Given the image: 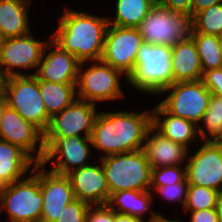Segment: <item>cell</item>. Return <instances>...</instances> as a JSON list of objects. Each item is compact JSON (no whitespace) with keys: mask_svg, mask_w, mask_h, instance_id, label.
<instances>
[{"mask_svg":"<svg viewBox=\"0 0 222 222\" xmlns=\"http://www.w3.org/2000/svg\"><path fill=\"white\" fill-rule=\"evenodd\" d=\"M210 96L211 92L198 80L175 82L165 88L156 99L165 97L160 101L158 98L157 102L168 113L198 125L208 107Z\"/></svg>","mask_w":222,"mask_h":222,"instance_id":"cell-8","label":"cell"},{"mask_svg":"<svg viewBox=\"0 0 222 222\" xmlns=\"http://www.w3.org/2000/svg\"><path fill=\"white\" fill-rule=\"evenodd\" d=\"M187 216L189 213V222H220L215 208L202 209L198 211H183ZM188 222V221H187Z\"/></svg>","mask_w":222,"mask_h":222,"instance_id":"cell-37","label":"cell"},{"mask_svg":"<svg viewBox=\"0 0 222 222\" xmlns=\"http://www.w3.org/2000/svg\"><path fill=\"white\" fill-rule=\"evenodd\" d=\"M185 167L189 185L222 190V145L200 141L188 151Z\"/></svg>","mask_w":222,"mask_h":222,"instance_id":"cell-12","label":"cell"},{"mask_svg":"<svg viewBox=\"0 0 222 222\" xmlns=\"http://www.w3.org/2000/svg\"><path fill=\"white\" fill-rule=\"evenodd\" d=\"M154 202V197L150 190H124L111 194L107 204L116 213L130 215L146 221L154 220L159 215H164L152 208ZM148 214L149 218H147Z\"/></svg>","mask_w":222,"mask_h":222,"instance_id":"cell-22","label":"cell"},{"mask_svg":"<svg viewBox=\"0 0 222 222\" xmlns=\"http://www.w3.org/2000/svg\"><path fill=\"white\" fill-rule=\"evenodd\" d=\"M0 217H2L1 215H0ZM1 219V218H0ZM0 222H14V221H12L10 218H6L5 220H3L2 221V219L0 220Z\"/></svg>","mask_w":222,"mask_h":222,"instance_id":"cell-47","label":"cell"},{"mask_svg":"<svg viewBox=\"0 0 222 222\" xmlns=\"http://www.w3.org/2000/svg\"><path fill=\"white\" fill-rule=\"evenodd\" d=\"M99 160L110 195L124 190H150L151 167L142 149L107 155Z\"/></svg>","mask_w":222,"mask_h":222,"instance_id":"cell-5","label":"cell"},{"mask_svg":"<svg viewBox=\"0 0 222 222\" xmlns=\"http://www.w3.org/2000/svg\"><path fill=\"white\" fill-rule=\"evenodd\" d=\"M120 81L126 84L128 77L101 60L81 62L76 82L77 99L96 105L101 103L99 106L106 102L119 103L127 93Z\"/></svg>","mask_w":222,"mask_h":222,"instance_id":"cell-4","label":"cell"},{"mask_svg":"<svg viewBox=\"0 0 222 222\" xmlns=\"http://www.w3.org/2000/svg\"><path fill=\"white\" fill-rule=\"evenodd\" d=\"M86 222H114V210L108 205H90Z\"/></svg>","mask_w":222,"mask_h":222,"instance_id":"cell-35","label":"cell"},{"mask_svg":"<svg viewBox=\"0 0 222 222\" xmlns=\"http://www.w3.org/2000/svg\"><path fill=\"white\" fill-rule=\"evenodd\" d=\"M99 111L93 126L91 141L98 159L111 154L138 151L143 148L146 133L152 126L151 107L140 110Z\"/></svg>","mask_w":222,"mask_h":222,"instance_id":"cell-1","label":"cell"},{"mask_svg":"<svg viewBox=\"0 0 222 222\" xmlns=\"http://www.w3.org/2000/svg\"><path fill=\"white\" fill-rule=\"evenodd\" d=\"M113 4L115 5H113L112 15L107 16L108 24L123 28H137L157 2L156 0H115ZM114 11L115 14H113Z\"/></svg>","mask_w":222,"mask_h":222,"instance_id":"cell-25","label":"cell"},{"mask_svg":"<svg viewBox=\"0 0 222 222\" xmlns=\"http://www.w3.org/2000/svg\"><path fill=\"white\" fill-rule=\"evenodd\" d=\"M173 83L198 81L202 77V66L194 40L189 36L171 47Z\"/></svg>","mask_w":222,"mask_h":222,"instance_id":"cell-23","label":"cell"},{"mask_svg":"<svg viewBox=\"0 0 222 222\" xmlns=\"http://www.w3.org/2000/svg\"><path fill=\"white\" fill-rule=\"evenodd\" d=\"M42 206L40 180L32 171L23 179L0 187V215L5 214L2 219L41 222Z\"/></svg>","mask_w":222,"mask_h":222,"instance_id":"cell-6","label":"cell"},{"mask_svg":"<svg viewBox=\"0 0 222 222\" xmlns=\"http://www.w3.org/2000/svg\"><path fill=\"white\" fill-rule=\"evenodd\" d=\"M186 180L185 165L165 166L151 169L150 187H161Z\"/></svg>","mask_w":222,"mask_h":222,"instance_id":"cell-32","label":"cell"},{"mask_svg":"<svg viewBox=\"0 0 222 222\" xmlns=\"http://www.w3.org/2000/svg\"><path fill=\"white\" fill-rule=\"evenodd\" d=\"M7 106L8 105H7L6 97H0V123L2 120L3 112Z\"/></svg>","mask_w":222,"mask_h":222,"instance_id":"cell-42","label":"cell"},{"mask_svg":"<svg viewBox=\"0 0 222 222\" xmlns=\"http://www.w3.org/2000/svg\"><path fill=\"white\" fill-rule=\"evenodd\" d=\"M217 190L189 185L187 200L183 211H198L215 208Z\"/></svg>","mask_w":222,"mask_h":222,"instance_id":"cell-30","label":"cell"},{"mask_svg":"<svg viewBox=\"0 0 222 222\" xmlns=\"http://www.w3.org/2000/svg\"><path fill=\"white\" fill-rule=\"evenodd\" d=\"M66 176L71 182L75 199H79L90 205L108 203L110 192L99 159L88 166L71 171Z\"/></svg>","mask_w":222,"mask_h":222,"instance_id":"cell-18","label":"cell"},{"mask_svg":"<svg viewBox=\"0 0 222 222\" xmlns=\"http://www.w3.org/2000/svg\"><path fill=\"white\" fill-rule=\"evenodd\" d=\"M63 8V13L57 14V29L51 34V39L80 62L100 61L108 26L107 16L68 6Z\"/></svg>","mask_w":222,"mask_h":222,"instance_id":"cell-2","label":"cell"},{"mask_svg":"<svg viewBox=\"0 0 222 222\" xmlns=\"http://www.w3.org/2000/svg\"><path fill=\"white\" fill-rule=\"evenodd\" d=\"M80 63L73 54L50 39L34 76L42 81L76 83Z\"/></svg>","mask_w":222,"mask_h":222,"instance_id":"cell-17","label":"cell"},{"mask_svg":"<svg viewBox=\"0 0 222 222\" xmlns=\"http://www.w3.org/2000/svg\"><path fill=\"white\" fill-rule=\"evenodd\" d=\"M152 110V126L164 137L181 144L188 150L196 146L199 139L198 126L184 118L168 113L156 100ZM192 145V146H191Z\"/></svg>","mask_w":222,"mask_h":222,"instance_id":"cell-20","label":"cell"},{"mask_svg":"<svg viewBox=\"0 0 222 222\" xmlns=\"http://www.w3.org/2000/svg\"><path fill=\"white\" fill-rule=\"evenodd\" d=\"M198 126L201 141H214L222 129V97L211 94L208 107Z\"/></svg>","mask_w":222,"mask_h":222,"instance_id":"cell-27","label":"cell"},{"mask_svg":"<svg viewBox=\"0 0 222 222\" xmlns=\"http://www.w3.org/2000/svg\"><path fill=\"white\" fill-rule=\"evenodd\" d=\"M201 81L211 94L222 97V67L204 71Z\"/></svg>","mask_w":222,"mask_h":222,"instance_id":"cell-34","label":"cell"},{"mask_svg":"<svg viewBox=\"0 0 222 222\" xmlns=\"http://www.w3.org/2000/svg\"><path fill=\"white\" fill-rule=\"evenodd\" d=\"M190 37L197 47L203 72L222 67L217 35L190 33Z\"/></svg>","mask_w":222,"mask_h":222,"instance_id":"cell-28","label":"cell"},{"mask_svg":"<svg viewBox=\"0 0 222 222\" xmlns=\"http://www.w3.org/2000/svg\"><path fill=\"white\" fill-rule=\"evenodd\" d=\"M151 169L186 165L188 149L164 137L153 126L148 129L142 148Z\"/></svg>","mask_w":222,"mask_h":222,"instance_id":"cell-19","label":"cell"},{"mask_svg":"<svg viewBox=\"0 0 222 222\" xmlns=\"http://www.w3.org/2000/svg\"><path fill=\"white\" fill-rule=\"evenodd\" d=\"M35 164L18 146L0 139V187L23 179Z\"/></svg>","mask_w":222,"mask_h":222,"instance_id":"cell-24","label":"cell"},{"mask_svg":"<svg viewBox=\"0 0 222 222\" xmlns=\"http://www.w3.org/2000/svg\"><path fill=\"white\" fill-rule=\"evenodd\" d=\"M215 143L222 145V129L221 132L218 134L217 138L214 140Z\"/></svg>","mask_w":222,"mask_h":222,"instance_id":"cell-44","label":"cell"},{"mask_svg":"<svg viewBox=\"0 0 222 222\" xmlns=\"http://www.w3.org/2000/svg\"><path fill=\"white\" fill-rule=\"evenodd\" d=\"M192 1L193 0H156L157 4L163 8L192 18Z\"/></svg>","mask_w":222,"mask_h":222,"instance_id":"cell-36","label":"cell"},{"mask_svg":"<svg viewBox=\"0 0 222 222\" xmlns=\"http://www.w3.org/2000/svg\"><path fill=\"white\" fill-rule=\"evenodd\" d=\"M44 145L45 154L41 164L56 174L67 175L97 160L93 158L91 137L44 138Z\"/></svg>","mask_w":222,"mask_h":222,"instance_id":"cell-7","label":"cell"},{"mask_svg":"<svg viewBox=\"0 0 222 222\" xmlns=\"http://www.w3.org/2000/svg\"><path fill=\"white\" fill-rule=\"evenodd\" d=\"M9 75L0 67V97H6Z\"/></svg>","mask_w":222,"mask_h":222,"instance_id":"cell-39","label":"cell"},{"mask_svg":"<svg viewBox=\"0 0 222 222\" xmlns=\"http://www.w3.org/2000/svg\"><path fill=\"white\" fill-rule=\"evenodd\" d=\"M40 180L43 196L41 222H54L65 206L75 199L71 182L66 175L53 173L41 163L31 170Z\"/></svg>","mask_w":222,"mask_h":222,"instance_id":"cell-16","label":"cell"},{"mask_svg":"<svg viewBox=\"0 0 222 222\" xmlns=\"http://www.w3.org/2000/svg\"><path fill=\"white\" fill-rule=\"evenodd\" d=\"M222 3V0H193L192 1V17L207 8H210L212 5Z\"/></svg>","mask_w":222,"mask_h":222,"instance_id":"cell-38","label":"cell"},{"mask_svg":"<svg viewBox=\"0 0 222 222\" xmlns=\"http://www.w3.org/2000/svg\"><path fill=\"white\" fill-rule=\"evenodd\" d=\"M137 29L144 42L172 47L190 36L191 18L156 4Z\"/></svg>","mask_w":222,"mask_h":222,"instance_id":"cell-9","label":"cell"},{"mask_svg":"<svg viewBox=\"0 0 222 222\" xmlns=\"http://www.w3.org/2000/svg\"><path fill=\"white\" fill-rule=\"evenodd\" d=\"M178 218L175 217V219H173V218H170V217L168 218L165 215H163V222H182L183 221L180 219V217H178Z\"/></svg>","mask_w":222,"mask_h":222,"instance_id":"cell-43","label":"cell"},{"mask_svg":"<svg viewBox=\"0 0 222 222\" xmlns=\"http://www.w3.org/2000/svg\"><path fill=\"white\" fill-rule=\"evenodd\" d=\"M218 45H219V51L221 53V59H222V34L218 35Z\"/></svg>","mask_w":222,"mask_h":222,"instance_id":"cell-45","label":"cell"},{"mask_svg":"<svg viewBox=\"0 0 222 222\" xmlns=\"http://www.w3.org/2000/svg\"><path fill=\"white\" fill-rule=\"evenodd\" d=\"M30 6L28 0H0V39L21 37L33 30Z\"/></svg>","mask_w":222,"mask_h":222,"instance_id":"cell-21","label":"cell"},{"mask_svg":"<svg viewBox=\"0 0 222 222\" xmlns=\"http://www.w3.org/2000/svg\"><path fill=\"white\" fill-rule=\"evenodd\" d=\"M46 37L49 38L40 40L31 31L21 37L1 39L0 67L9 76L34 75L41 61L45 46L51 39V34L46 35Z\"/></svg>","mask_w":222,"mask_h":222,"instance_id":"cell-10","label":"cell"},{"mask_svg":"<svg viewBox=\"0 0 222 222\" xmlns=\"http://www.w3.org/2000/svg\"><path fill=\"white\" fill-rule=\"evenodd\" d=\"M7 105L43 133L50 123L39 91V80L34 75L9 76L6 90Z\"/></svg>","mask_w":222,"mask_h":222,"instance_id":"cell-11","label":"cell"},{"mask_svg":"<svg viewBox=\"0 0 222 222\" xmlns=\"http://www.w3.org/2000/svg\"><path fill=\"white\" fill-rule=\"evenodd\" d=\"M114 222H145V220L126 214H119L114 211Z\"/></svg>","mask_w":222,"mask_h":222,"instance_id":"cell-40","label":"cell"},{"mask_svg":"<svg viewBox=\"0 0 222 222\" xmlns=\"http://www.w3.org/2000/svg\"><path fill=\"white\" fill-rule=\"evenodd\" d=\"M145 222H163V215H159L156 219L154 220H146Z\"/></svg>","mask_w":222,"mask_h":222,"instance_id":"cell-46","label":"cell"},{"mask_svg":"<svg viewBox=\"0 0 222 222\" xmlns=\"http://www.w3.org/2000/svg\"><path fill=\"white\" fill-rule=\"evenodd\" d=\"M0 139L18 146L36 164L41 163L44 158V133L9 106L3 112Z\"/></svg>","mask_w":222,"mask_h":222,"instance_id":"cell-15","label":"cell"},{"mask_svg":"<svg viewBox=\"0 0 222 222\" xmlns=\"http://www.w3.org/2000/svg\"><path fill=\"white\" fill-rule=\"evenodd\" d=\"M99 107L92 102L76 99L50 118L44 138L91 137Z\"/></svg>","mask_w":222,"mask_h":222,"instance_id":"cell-14","label":"cell"},{"mask_svg":"<svg viewBox=\"0 0 222 222\" xmlns=\"http://www.w3.org/2000/svg\"><path fill=\"white\" fill-rule=\"evenodd\" d=\"M190 33L222 34V3L212 5L191 18Z\"/></svg>","mask_w":222,"mask_h":222,"instance_id":"cell-29","label":"cell"},{"mask_svg":"<svg viewBox=\"0 0 222 222\" xmlns=\"http://www.w3.org/2000/svg\"><path fill=\"white\" fill-rule=\"evenodd\" d=\"M143 43V37L137 28L108 24L101 61L128 77L135 68L138 51Z\"/></svg>","mask_w":222,"mask_h":222,"instance_id":"cell-13","label":"cell"},{"mask_svg":"<svg viewBox=\"0 0 222 222\" xmlns=\"http://www.w3.org/2000/svg\"><path fill=\"white\" fill-rule=\"evenodd\" d=\"M90 204L74 199L67 204L60 214V217L54 222H86V214Z\"/></svg>","mask_w":222,"mask_h":222,"instance_id":"cell-33","label":"cell"},{"mask_svg":"<svg viewBox=\"0 0 222 222\" xmlns=\"http://www.w3.org/2000/svg\"><path fill=\"white\" fill-rule=\"evenodd\" d=\"M215 211L217 212L220 222H222V190L217 192L216 202H215Z\"/></svg>","mask_w":222,"mask_h":222,"instance_id":"cell-41","label":"cell"},{"mask_svg":"<svg viewBox=\"0 0 222 222\" xmlns=\"http://www.w3.org/2000/svg\"><path fill=\"white\" fill-rule=\"evenodd\" d=\"M40 96L47 114L60 113L77 99L76 83H55L39 80Z\"/></svg>","mask_w":222,"mask_h":222,"instance_id":"cell-26","label":"cell"},{"mask_svg":"<svg viewBox=\"0 0 222 222\" xmlns=\"http://www.w3.org/2000/svg\"><path fill=\"white\" fill-rule=\"evenodd\" d=\"M188 189H189V184L187 180L180 183L170 184L161 187H150V191L153 194L154 200L155 197L158 196L157 198L158 200L162 199L165 200L164 203L167 202L168 205L169 204H171L172 206L175 205L174 208L175 211L177 204H179L181 210L184 209L187 200Z\"/></svg>","mask_w":222,"mask_h":222,"instance_id":"cell-31","label":"cell"},{"mask_svg":"<svg viewBox=\"0 0 222 222\" xmlns=\"http://www.w3.org/2000/svg\"><path fill=\"white\" fill-rule=\"evenodd\" d=\"M171 57L170 46L144 42L138 51L135 68L128 76L127 84L139 94L157 97L173 84Z\"/></svg>","mask_w":222,"mask_h":222,"instance_id":"cell-3","label":"cell"}]
</instances>
